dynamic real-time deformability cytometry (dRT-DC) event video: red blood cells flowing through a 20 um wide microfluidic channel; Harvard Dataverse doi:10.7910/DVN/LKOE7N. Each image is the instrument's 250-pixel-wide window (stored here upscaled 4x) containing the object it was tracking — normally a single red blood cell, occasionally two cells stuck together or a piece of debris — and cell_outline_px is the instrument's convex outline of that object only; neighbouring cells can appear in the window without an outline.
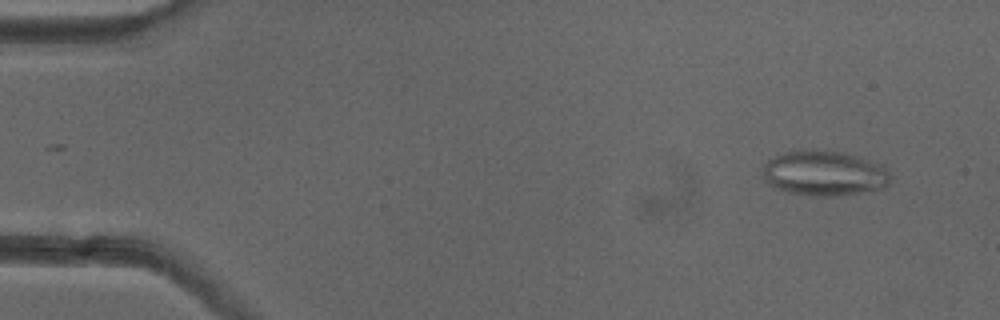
{"species": "common noctule bat (a hibernating species)", "species_latin": "Nyctalus noctula", "temperature_condition": "cold", "stored_images_in_passage": 51, "camera_frame_rate_fps": 3000, "um_per_image_px": 0.085, "animal": {"sex": "female"}, "frame": {"image": 1, "passage_image": 4, "time_ms": 1.0, "image_size_px": [1000, 320], "cell_outline_px": [[892, 176], [888, 184], [880, 188], [860, 192], [836, 196], [816, 196], [788, 192], [776, 188], [768, 184], [764, 180], [764, 164], [772, 156], [784, 152], [812, 148], [844, 152], [860, 156], [880, 164]], "centroid_in_image_um": [70.04, 14.7], "position_along_channel_um": 15.0, "area_um2": 33.81}}
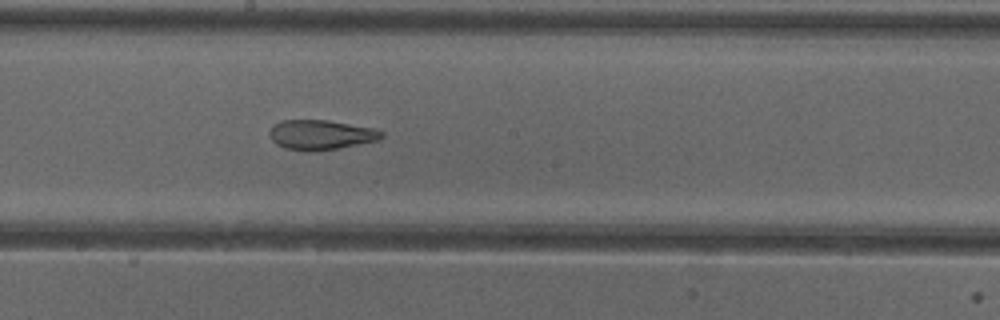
{"frame": {"image": 2, "passage_image": 28, "time_ms": 9.0, "image_size_px": [1000, 320], "cell_outline_px": [[384, 136], [380, 140], [340, 148], [308, 152], [304, 152], [284, 148], [276, 144], [272, 140], [268, 132], [272, 124], [280, 120], [328, 120], [372, 128], [384, 132]], "centroid_in_image_um": [27.24, 11.47], "position_along_channel_um": 221.0, "area_um2": 19.77}}
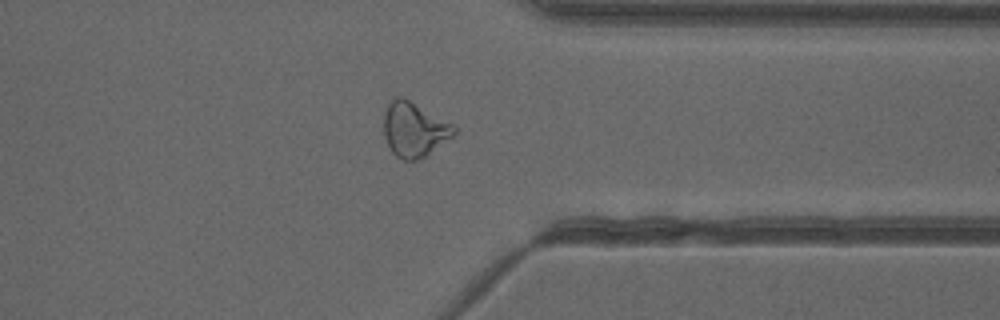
{"frame": {"image": 3, "passage_image": 40, "time_ms": 13.0, "image_size_px": [1000, 320], "cell_outline_px": [[456, 132], [452, 136], [424, 156], [416, 160], [404, 160], [396, 156], [392, 152], [384, 136], [384, 112], [388, 104], [396, 96], [404, 96], [452, 124], [456, 128]], "centroid_in_image_um": [35.17, 10.98], "position_along_channel_um": 376.2, "area_um2": 22.08}, "authors_computed_cell_mechanics": {"area_um2": 23.987, "velocity_mm_per_s": 3.9978, "shape_relaxation_time_tau1_ms": null, "shape_relaxation_time_tau2_ms": 2.1852, "deformation_change_tau1": null, "deformation_change_tau2": 0.1111}}